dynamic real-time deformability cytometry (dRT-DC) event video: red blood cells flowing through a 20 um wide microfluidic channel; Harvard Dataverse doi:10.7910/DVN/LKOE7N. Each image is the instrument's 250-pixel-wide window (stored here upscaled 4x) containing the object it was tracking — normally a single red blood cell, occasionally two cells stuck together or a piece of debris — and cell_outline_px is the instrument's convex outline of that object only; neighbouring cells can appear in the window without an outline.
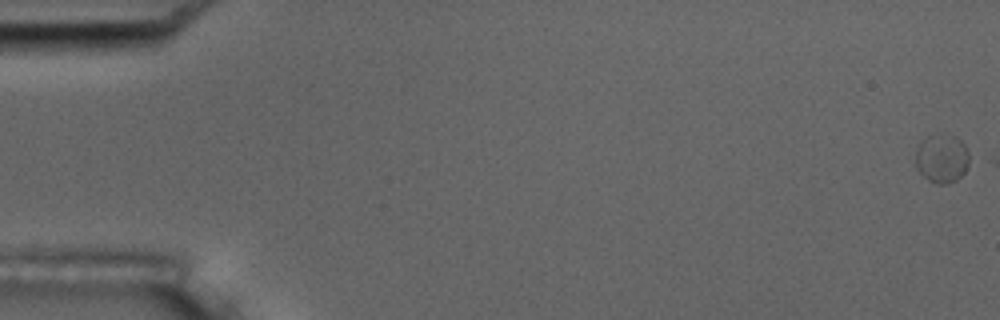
{"species": "common noctule bat (a hibernating species)", "species_latin": "Nyctalus noctula", "temperature_condition": "room temperature", "stored_images_in_passage": 3, "camera_frame_rate_fps": 3000, "um_per_image_px": 0.085, "animal": {"sex": "male", "body_mass_g": 17.5, "forearm_length_mm": 52.3}, "frame": {"image": 1, "passage_image": 1, "time_ms": 0.0, "image_size_px": [1000, 320], "cell_outline_px": [[968, 164], [964, 172], [956, 180], [948, 184], [936, 184], [928, 180], [916, 168], [916, 148], [928, 136], [940, 132], [948, 132], [956, 136], [968, 148]], "centroid_in_image_um": [80.06, 13.43], "position_along_channel_um": 4.9, "area_um2": 15.49}}